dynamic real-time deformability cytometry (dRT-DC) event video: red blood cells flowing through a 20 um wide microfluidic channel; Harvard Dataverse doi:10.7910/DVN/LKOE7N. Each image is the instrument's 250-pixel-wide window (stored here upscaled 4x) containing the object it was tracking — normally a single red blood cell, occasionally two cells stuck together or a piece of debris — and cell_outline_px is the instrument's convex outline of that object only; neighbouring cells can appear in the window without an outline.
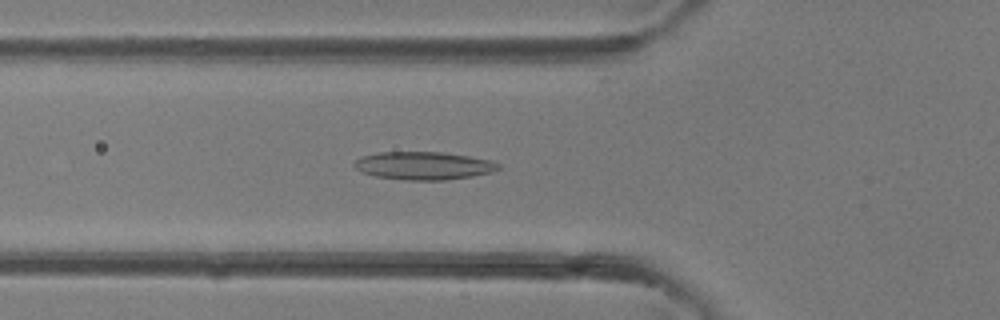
{"species": "common noctule bat (a hibernating species)", "species_latin": "Nyctalus noctula", "temperature_condition": "room temperature", "stored_images_in_passage": 39, "camera_frame_rate_fps": 3000, "um_per_image_px": 0.085, "animal": {"sex": "female"}, "frame": {"image": 1, "passage_image": 13, "time_ms": 4.0, "image_size_px": [1000, 320], "cell_outline_px": [[500, 168], [492, 172], [472, 176], [444, 180], [408, 180], [376, 176], [360, 172], [352, 164], [360, 156], [380, 152], [444, 152], [468, 156], [488, 160], [500, 164]], "centroid_in_image_um": [35.98, 14.08], "position_along_channel_um": 89.8, "area_um2": 23.41}}
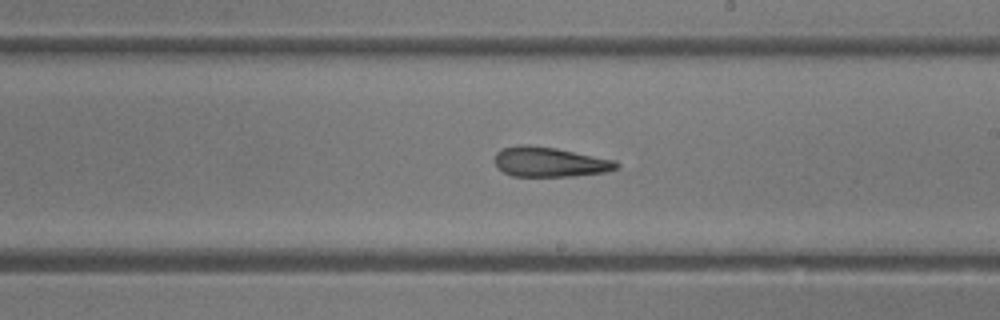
{"frame": {"image": 2, "passage_image": 22, "time_ms": 7.0, "image_size_px": [1000, 320], "cell_outline_px": [[620, 164], [616, 168], [608, 172], [572, 176], [512, 176], [496, 168], [496, 152], [504, 148], [520, 144], [528, 144], [556, 148], [616, 160]], "centroid_in_image_um": [46.74, 13.76], "position_along_channel_um": 242.3, "area_um2": 21.21}}
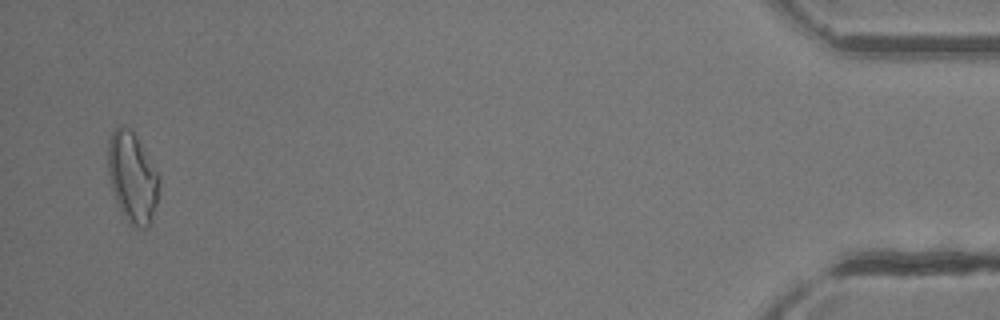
{"frame": {"image": 3, "passage_image": 38, "time_ms": 12.333, "image_size_px": [1000, 320], "cell_outline_px": [[160, 180], [156, 204], [148, 228], [136, 228], [128, 220], [120, 208], [116, 200], [108, 176], [108, 140], [112, 132], [120, 124], [128, 128], [136, 136], [160, 176]], "centroid_in_image_um": [11.25, 15.06], "position_along_channel_um": 423.9, "area_um2": 26.59}}